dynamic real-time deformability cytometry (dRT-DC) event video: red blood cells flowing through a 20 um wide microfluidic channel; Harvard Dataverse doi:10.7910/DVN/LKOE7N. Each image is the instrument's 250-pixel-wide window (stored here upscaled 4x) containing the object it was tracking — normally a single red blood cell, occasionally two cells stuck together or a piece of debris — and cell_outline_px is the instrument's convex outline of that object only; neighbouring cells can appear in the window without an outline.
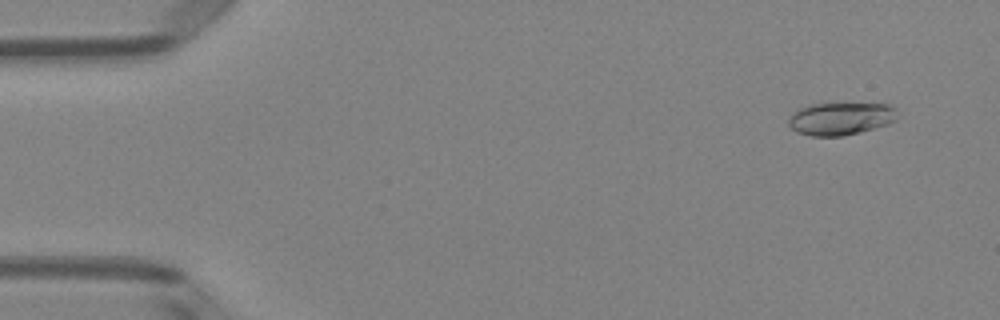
{"species": "Egyptian fruit bat (a non-hibernating species)", "species_latin": "Rousettus aegyptiacus", "temperature_condition": "room temperature", "stored_images_in_passage": 51, "camera_frame_rate_fps": 3000, "um_per_image_px": 0.085, "animal": {"sex": "female"}, "frame": {"image": 1, "passage_image": 4, "time_ms": 1.0, "image_size_px": [1000, 320], "cell_outline_px": [[896, 120], [888, 124], [876, 128], [844, 136], [812, 136], [796, 132], [788, 124], [788, 120], [796, 108], [808, 104], [892, 104], [896, 108]], "centroid_in_image_um": [71.44, 10.08], "position_along_channel_um": 13.6, "area_um2": 20.87}}
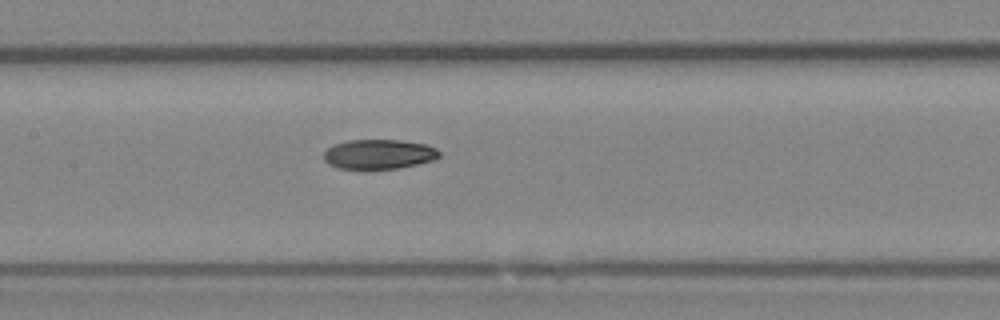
{"frame": {"image": 2, "passage_image": 25, "time_ms": 8.0, "image_size_px": [1000, 320], "cell_outline_px": [[440, 156], [432, 160], [400, 168], [336, 168], [328, 164], [324, 160], [324, 152], [332, 144], [348, 140], [400, 140], [428, 144], [436, 148], [440, 152]], "centroid_in_image_um": [32.19, 13.09], "position_along_channel_um": 175.2, "area_um2": 19.94}}
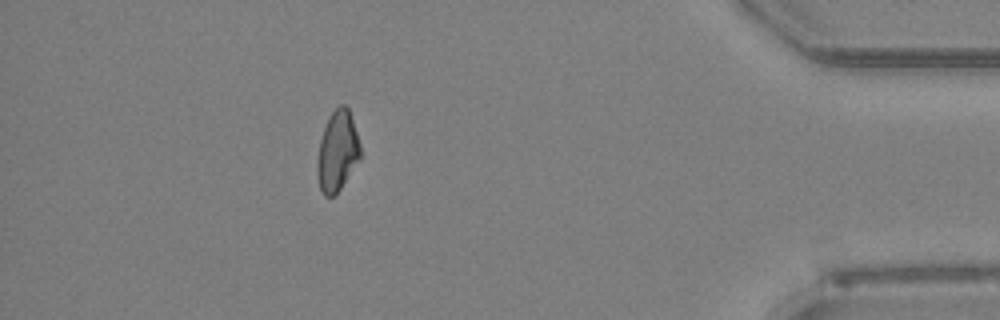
{"frame": {"image": 3, "passage_image": 46, "time_ms": 15.0, "image_size_px": [1000, 320], "cell_outline_px": [[364, 156], [340, 188], [332, 196], [324, 196], [320, 188], [316, 172], [316, 160], [320, 140], [328, 116], [340, 104], [344, 104], [348, 108]], "centroid_in_image_um": [28.69, 12.86], "position_along_channel_um": 406.5, "area_um2": 20.4}, "authors_computed_cell_mechanics": {"area_um2": 20.5768, "velocity_mm_per_s": 3.9991, "shape_relaxation_time_tau1_ms": 5.0487, "shape_relaxation_time_tau2_ms": null, "deformation_change_tau1": 0.1481, "deformation_change_tau2": null}}